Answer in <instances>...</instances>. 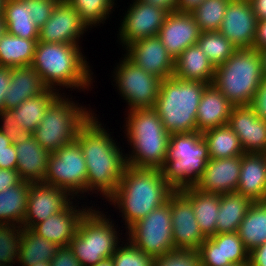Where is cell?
I'll use <instances>...</instances> for the list:
<instances>
[{
	"label": "cell",
	"mask_w": 266,
	"mask_h": 266,
	"mask_svg": "<svg viewBox=\"0 0 266 266\" xmlns=\"http://www.w3.org/2000/svg\"><path fill=\"white\" fill-rule=\"evenodd\" d=\"M93 115L81 128L79 143L87 167L86 193L99 192L108 199L117 189L127 166L126 155L118 143ZM98 120V121H97Z\"/></svg>",
	"instance_id": "obj_1"
},
{
	"label": "cell",
	"mask_w": 266,
	"mask_h": 266,
	"mask_svg": "<svg viewBox=\"0 0 266 266\" xmlns=\"http://www.w3.org/2000/svg\"><path fill=\"white\" fill-rule=\"evenodd\" d=\"M174 191L165 181L161 169L127 165L116 191L107 201L119 208L127 229L165 204Z\"/></svg>",
	"instance_id": "obj_2"
},
{
	"label": "cell",
	"mask_w": 266,
	"mask_h": 266,
	"mask_svg": "<svg viewBox=\"0 0 266 266\" xmlns=\"http://www.w3.org/2000/svg\"><path fill=\"white\" fill-rule=\"evenodd\" d=\"M81 46L37 41L31 67L44 85L59 92L64 88L86 90L93 84V72ZM60 86V89H57Z\"/></svg>",
	"instance_id": "obj_3"
},
{
	"label": "cell",
	"mask_w": 266,
	"mask_h": 266,
	"mask_svg": "<svg viewBox=\"0 0 266 266\" xmlns=\"http://www.w3.org/2000/svg\"><path fill=\"white\" fill-rule=\"evenodd\" d=\"M125 134L132 151L126 155L128 166L161 169L166 161L170 134L153 108L127 112Z\"/></svg>",
	"instance_id": "obj_4"
},
{
	"label": "cell",
	"mask_w": 266,
	"mask_h": 266,
	"mask_svg": "<svg viewBox=\"0 0 266 266\" xmlns=\"http://www.w3.org/2000/svg\"><path fill=\"white\" fill-rule=\"evenodd\" d=\"M208 85L174 76L162 80L153 109L169 134L197 132V109Z\"/></svg>",
	"instance_id": "obj_5"
},
{
	"label": "cell",
	"mask_w": 266,
	"mask_h": 266,
	"mask_svg": "<svg viewBox=\"0 0 266 266\" xmlns=\"http://www.w3.org/2000/svg\"><path fill=\"white\" fill-rule=\"evenodd\" d=\"M209 160V150L201 132L174 133L170 134L161 172L165 181L175 191H180L196 185Z\"/></svg>",
	"instance_id": "obj_6"
},
{
	"label": "cell",
	"mask_w": 266,
	"mask_h": 266,
	"mask_svg": "<svg viewBox=\"0 0 266 266\" xmlns=\"http://www.w3.org/2000/svg\"><path fill=\"white\" fill-rule=\"evenodd\" d=\"M263 79L259 51L241 48L216 67L212 84L233 105H250Z\"/></svg>",
	"instance_id": "obj_7"
},
{
	"label": "cell",
	"mask_w": 266,
	"mask_h": 266,
	"mask_svg": "<svg viewBox=\"0 0 266 266\" xmlns=\"http://www.w3.org/2000/svg\"><path fill=\"white\" fill-rule=\"evenodd\" d=\"M95 113L60 94L47 108L33 132L35 140L50 153L74 142L81 128Z\"/></svg>",
	"instance_id": "obj_8"
},
{
	"label": "cell",
	"mask_w": 266,
	"mask_h": 266,
	"mask_svg": "<svg viewBox=\"0 0 266 266\" xmlns=\"http://www.w3.org/2000/svg\"><path fill=\"white\" fill-rule=\"evenodd\" d=\"M92 207L81 218L76 235L69 244L82 266H92L112 257L121 240L113 221L103 211Z\"/></svg>",
	"instance_id": "obj_9"
},
{
	"label": "cell",
	"mask_w": 266,
	"mask_h": 266,
	"mask_svg": "<svg viewBox=\"0 0 266 266\" xmlns=\"http://www.w3.org/2000/svg\"><path fill=\"white\" fill-rule=\"evenodd\" d=\"M126 234L129 235L127 240L154 259L176 250L172 237L170 198L131 225Z\"/></svg>",
	"instance_id": "obj_10"
},
{
	"label": "cell",
	"mask_w": 266,
	"mask_h": 266,
	"mask_svg": "<svg viewBox=\"0 0 266 266\" xmlns=\"http://www.w3.org/2000/svg\"><path fill=\"white\" fill-rule=\"evenodd\" d=\"M86 181L87 167L76 140L50 154L44 183L62 188L73 198H79L86 192Z\"/></svg>",
	"instance_id": "obj_11"
},
{
	"label": "cell",
	"mask_w": 266,
	"mask_h": 266,
	"mask_svg": "<svg viewBox=\"0 0 266 266\" xmlns=\"http://www.w3.org/2000/svg\"><path fill=\"white\" fill-rule=\"evenodd\" d=\"M114 69L113 78L128 110L154 108L162 79L145 72L125 54Z\"/></svg>",
	"instance_id": "obj_12"
},
{
	"label": "cell",
	"mask_w": 266,
	"mask_h": 266,
	"mask_svg": "<svg viewBox=\"0 0 266 266\" xmlns=\"http://www.w3.org/2000/svg\"><path fill=\"white\" fill-rule=\"evenodd\" d=\"M169 12L159 6L134 0L120 21L119 37L123 48L142 38L157 36Z\"/></svg>",
	"instance_id": "obj_13"
},
{
	"label": "cell",
	"mask_w": 266,
	"mask_h": 266,
	"mask_svg": "<svg viewBox=\"0 0 266 266\" xmlns=\"http://www.w3.org/2000/svg\"><path fill=\"white\" fill-rule=\"evenodd\" d=\"M75 198L67 191L44 182L30 183L23 228L32 229L53 214L63 211Z\"/></svg>",
	"instance_id": "obj_14"
},
{
	"label": "cell",
	"mask_w": 266,
	"mask_h": 266,
	"mask_svg": "<svg viewBox=\"0 0 266 266\" xmlns=\"http://www.w3.org/2000/svg\"><path fill=\"white\" fill-rule=\"evenodd\" d=\"M86 29L88 27L73 6L67 0H59L48 21L39 29L38 41L79 46V38Z\"/></svg>",
	"instance_id": "obj_15"
},
{
	"label": "cell",
	"mask_w": 266,
	"mask_h": 266,
	"mask_svg": "<svg viewBox=\"0 0 266 266\" xmlns=\"http://www.w3.org/2000/svg\"><path fill=\"white\" fill-rule=\"evenodd\" d=\"M170 212L174 248L198 251L206 237L199 229L191 201L181 191L171 194Z\"/></svg>",
	"instance_id": "obj_16"
},
{
	"label": "cell",
	"mask_w": 266,
	"mask_h": 266,
	"mask_svg": "<svg viewBox=\"0 0 266 266\" xmlns=\"http://www.w3.org/2000/svg\"><path fill=\"white\" fill-rule=\"evenodd\" d=\"M126 56L150 73L164 80L173 77L174 59L157 36L142 38L125 47Z\"/></svg>",
	"instance_id": "obj_17"
},
{
	"label": "cell",
	"mask_w": 266,
	"mask_h": 266,
	"mask_svg": "<svg viewBox=\"0 0 266 266\" xmlns=\"http://www.w3.org/2000/svg\"><path fill=\"white\" fill-rule=\"evenodd\" d=\"M257 23L250 2L230 0L219 32L237 49L253 48Z\"/></svg>",
	"instance_id": "obj_18"
},
{
	"label": "cell",
	"mask_w": 266,
	"mask_h": 266,
	"mask_svg": "<svg viewBox=\"0 0 266 266\" xmlns=\"http://www.w3.org/2000/svg\"><path fill=\"white\" fill-rule=\"evenodd\" d=\"M201 266H230L249 263V251L237 232L216 234L201 243L198 250Z\"/></svg>",
	"instance_id": "obj_19"
},
{
	"label": "cell",
	"mask_w": 266,
	"mask_h": 266,
	"mask_svg": "<svg viewBox=\"0 0 266 266\" xmlns=\"http://www.w3.org/2000/svg\"><path fill=\"white\" fill-rule=\"evenodd\" d=\"M200 33L191 13L175 11L167 14L158 37L175 60L186 48L197 44Z\"/></svg>",
	"instance_id": "obj_20"
},
{
	"label": "cell",
	"mask_w": 266,
	"mask_h": 266,
	"mask_svg": "<svg viewBox=\"0 0 266 266\" xmlns=\"http://www.w3.org/2000/svg\"><path fill=\"white\" fill-rule=\"evenodd\" d=\"M245 153L266 154V121L250 105H233L228 121Z\"/></svg>",
	"instance_id": "obj_21"
},
{
	"label": "cell",
	"mask_w": 266,
	"mask_h": 266,
	"mask_svg": "<svg viewBox=\"0 0 266 266\" xmlns=\"http://www.w3.org/2000/svg\"><path fill=\"white\" fill-rule=\"evenodd\" d=\"M242 156L212 159L194 186L205 193L226 194L237 191Z\"/></svg>",
	"instance_id": "obj_22"
},
{
	"label": "cell",
	"mask_w": 266,
	"mask_h": 266,
	"mask_svg": "<svg viewBox=\"0 0 266 266\" xmlns=\"http://www.w3.org/2000/svg\"><path fill=\"white\" fill-rule=\"evenodd\" d=\"M81 207L73 205L72 201L63 211L51 215L31 230L60 247L69 246L70 241L76 235L81 218L91 208L88 206L84 208V205Z\"/></svg>",
	"instance_id": "obj_23"
},
{
	"label": "cell",
	"mask_w": 266,
	"mask_h": 266,
	"mask_svg": "<svg viewBox=\"0 0 266 266\" xmlns=\"http://www.w3.org/2000/svg\"><path fill=\"white\" fill-rule=\"evenodd\" d=\"M237 193L252 202L266 201V154L244 153Z\"/></svg>",
	"instance_id": "obj_24"
},
{
	"label": "cell",
	"mask_w": 266,
	"mask_h": 266,
	"mask_svg": "<svg viewBox=\"0 0 266 266\" xmlns=\"http://www.w3.org/2000/svg\"><path fill=\"white\" fill-rule=\"evenodd\" d=\"M232 107L233 104L213 84H209L197 109V132L227 125Z\"/></svg>",
	"instance_id": "obj_25"
},
{
	"label": "cell",
	"mask_w": 266,
	"mask_h": 266,
	"mask_svg": "<svg viewBox=\"0 0 266 266\" xmlns=\"http://www.w3.org/2000/svg\"><path fill=\"white\" fill-rule=\"evenodd\" d=\"M17 152V172L23 181L43 182L47 173L50 152L44 149L34 137L23 143L14 144Z\"/></svg>",
	"instance_id": "obj_26"
},
{
	"label": "cell",
	"mask_w": 266,
	"mask_h": 266,
	"mask_svg": "<svg viewBox=\"0 0 266 266\" xmlns=\"http://www.w3.org/2000/svg\"><path fill=\"white\" fill-rule=\"evenodd\" d=\"M47 87L31 67L11 68L9 87L4 96V109L12 110L28 98L42 94Z\"/></svg>",
	"instance_id": "obj_27"
},
{
	"label": "cell",
	"mask_w": 266,
	"mask_h": 266,
	"mask_svg": "<svg viewBox=\"0 0 266 266\" xmlns=\"http://www.w3.org/2000/svg\"><path fill=\"white\" fill-rule=\"evenodd\" d=\"M215 67L197 44L186 48L174 60L173 76L182 80L201 81L212 84Z\"/></svg>",
	"instance_id": "obj_28"
},
{
	"label": "cell",
	"mask_w": 266,
	"mask_h": 266,
	"mask_svg": "<svg viewBox=\"0 0 266 266\" xmlns=\"http://www.w3.org/2000/svg\"><path fill=\"white\" fill-rule=\"evenodd\" d=\"M192 203L199 229L205 237L216 235L220 194L205 193L195 187L180 190Z\"/></svg>",
	"instance_id": "obj_29"
},
{
	"label": "cell",
	"mask_w": 266,
	"mask_h": 266,
	"mask_svg": "<svg viewBox=\"0 0 266 266\" xmlns=\"http://www.w3.org/2000/svg\"><path fill=\"white\" fill-rule=\"evenodd\" d=\"M30 0H5L3 18L7 32L25 39H38L39 28L31 17Z\"/></svg>",
	"instance_id": "obj_30"
},
{
	"label": "cell",
	"mask_w": 266,
	"mask_h": 266,
	"mask_svg": "<svg viewBox=\"0 0 266 266\" xmlns=\"http://www.w3.org/2000/svg\"><path fill=\"white\" fill-rule=\"evenodd\" d=\"M252 203L237 192L221 194L216 234L237 232Z\"/></svg>",
	"instance_id": "obj_31"
},
{
	"label": "cell",
	"mask_w": 266,
	"mask_h": 266,
	"mask_svg": "<svg viewBox=\"0 0 266 266\" xmlns=\"http://www.w3.org/2000/svg\"><path fill=\"white\" fill-rule=\"evenodd\" d=\"M38 39H25L6 33L0 38V67L31 66Z\"/></svg>",
	"instance_id": "obj_32"
},
{
	"label": "cell",
	"mask_w": 266,
	"mask_h": 266,
	"mask_svg": "<svg viewBox=\"0 0 266 266\" xmlns=\"http://www.w3.org/2000/svg\"><path fill=\"white\" fill-rule=\"evenodd\" d=\"M237 233L249 252L266 242V202L251 204Z\"/></svg>",
	"instance_id": "obj_33"
},
{
	"label": "cell",
	"mask_w": 266,
	"mask_h": 266,
	"mask_svg": "<svg viewBox=\"0 0 266 266\" xmlns=\"http://www.w3.org/2000/svg\"><path fill=\"white\" fill-rule=\"evenodd\" d=\"M29 184L22 180L0 192V223L22 226L27 210Z\"/></svg>",
	"instance_id": "obj_34"
},
{
	"label": "cell",
	"mask_w": 266,
	"mask_h": 266,
	"mask_svg": "<svg viewBox=\"0 0 266 266\" xmlns=\"http://www.w3.org/2000/svg\"><path fill=\"white\" fill-rule=\"evenodd\" d=\"M61 94L56 90L47 88L42 94L23 101L12 109L14 119L19 125L32 133L36 130L49 105Z\"/></svg>",
	"instance_id": "obj_35"
},
{
	"label": "cell",
	"mask_w": 266,
	"mask_h": 266,
	"mask_svg": "<svg viewBox=\"0 0 266 266\" xmlns=\"http://www.w3.org/2000/svg\"><path fill=\"white\" fill-rule=\"evenodd\" d=\"M202 137L212 159L237 157L245 153L238 136L228 124L206 130L202 132Z\"/></svg>",
	"instance_id": "obj_36"
},
{
	"label": "cell",
	"mask_w": 266,
	"mask_h": 266,
	"mask_svg": "<svg viewBox=\"0 0 266 266\" xmlns=\"http://www.w3.org/2000/svg\"><path fill=\"white\" fill-rule=\"evenodd\" d=\"M60 246L23 228L18 265L32 266L37 262H50Z\"/></svg>",
	"instance_id": "obj_37"
},
{
	"label": "cell",
	"mask_w": 266,
	"mask_h": 266,
	"mask_svg": "<svg viewBox=\"0 0 266 266\" xmlns=\"http://www.w3.org/2000/svg\"><path fill=\"white\" fill-rule=\"evenodd\" d=\"M197 45L215 68L223 64L237 49L219 31L201 32Z\"/></svg>",
	"instance_id": "obj_38"
},
{
	"label": "cell",
	"mask_w": 266,
	"mask_h": 266,
	"mask_svg": "<svg viewBox=\"0 0 266 266\" xmlns=\"http://www.w3.org/2000/svg\"><path fill=\"white\" fill-rule=\"evenodd\" d=\"M230 0H204L192 12L201 32L219 31Z\"/></svg>",
	"instance_id": "obj_39"
},
{
	"label": "cell",
	"mask_w": 266,
	"mask_h": 266,
	"mask_svg": "<svg viewBox=\"0 0 266 266\" xmlns=\"http://www.w3.org/2000/svg\"><path fill=\"white\" fill-rule=\"evenodd\" d=\"M89 28L105 22L114 9L116 0H67ZM108 17V18H107Z\"/></svg>",
	"instance_id": "obj_40"
},
{
	"label": "cell",
	"mask_w": 266,
	"mask_h": 266,
	"mask_svg": "<svg viewBox=\"0 0 266 266\" xmlns=\"http://www.w3.org/2000/svg\"><path fill=\"white\" fill-rule=\"evenodd\" d=\"M23 226L0 223V266L18 264Z\"/></svg>",
	"instance_id": "obj_41"
},
{
	"label": "cell",
	"mask_w": 266,
	"mask_h": 266,
	"mask_svg": "<svg viewBox=\"0 0 266 266\" xmlns=\"http://www.w3.org/2000/svg\"><path fill=\"white\" fill-rule=\"evenodd\" d=\"M126 243V244H124ZM117 246L112 255L114 266H153L155 259L134 246L129 240ZM124 245V247H123Z\"/></svg>",
	"instance_id": "obj_42"
},
{
	"label": "cell",
	"mask_w": 266,
	"mask_h": 266,
	"mask_svg": "<svg viewBox=\"0 0 266 266\" xmlns=\"http://www.w3.org/2000/svg\"><path fill=\"white\" fill-rule=\"evenodd\" d=\"M0 131L13 143H23L33 137V133L23 129L17 120L14 119L13 110L2 109L0 111Z\"/></svg>",
	"instance_id": "obj_43"
},
{
	"label": "cell",
	"mask_w": 266,
	"mask_h": 266,
	"mask_svg": "<svg viewBox=\"0 0 266 266\" xmlns=\"http://www.w3.org/2000/svg\"><path fill=\"white\" fill-rule=\"evenodd\" d=\"M153 266H201L198 251L174 250L155 258Z\"/></svg>",
	"instance_id": "obj_44"
},
{
	"label": "cell",
	"mask_w": 266,
	"mask_h": 266,
	"mask_svg": "<svg viewBox=\"0 0 266 266\" xmlns=\"http://www.w3.org/2000/svg\"><path fill=\"white\" fill-rule=\"evenodd\" d=\"M59 0H30L31 17L40 29L50 18Z\"/></svg>",
	"instance_id": "obj_45"
},
{
	"label": "cell",
	"mask_w": 266,
	"mask_h": 266,
	"mask_svg": "<svg viewBox=\"0 0 266 266\" xmlns=\"http://www.w3.org/2000/svg\"><path fill=\"white\" fill-rule=\"evenodd\" d=\"M50 264L51 266H82L69 246L60 247Z\"/></svg>",
	"instance_id": "obj_46"
},
{
	"label": "cell",
	"mask_w": 266,
	"mask_h": 266,
	"mask_svg": "<svg viewBox=\"0 0 266 266\" xmlns=\"http://www.w3.org/2000/svg\"><path fill=\"white\" fill-rule=\"evenodd\" d=\"M250 106L256 115L266 121V78L257 89Z\"/></svg>",
	"instance_id": "obj_47"
},
{
	"label": "cell",
	"mask_w": 266,
	"mask_h": 266,
	"mask_svg": "<svg viewBox=\"0 0 266 266\" xmlns=\"http://www.w3.org/2000/svg\"><path fill=\"white\" fill-rule=\"evenodd\" d=\"M22 179L16 169L0 168V192L19 184Z\"/></svg>",
	"instance_id": "obj_48"
},
{
	"label": "cell",
	"mask_w": 266,
	"mask_h": 266,
	"mask_svg": "<svg viewBox=\"0 0 266 266\" xmlns=\"http://www.w3.org/2000/svg\"><path fill=\"white\" fill-rule=\"evenodd\" d=\"M249 266H266V242L249 253Z\"/></svg>",
	"instance_id": "obj_49"
},
{
	"label": "cell",
	"mask_w": 266,
	"mask_h": 266,
	"mask_svg": "<svg viewBox=\"0 0 266 266\" xmlns=\"http://www.w3.org/2000/svg\"><path fill=\"white\" fill-rule=\"evenodd\" d=\"M11 68L0 67V111L4 109V96L9 87Z\"/></svg>",
	"instance_id": "obj_50"
},
{
	"label": "cell",
	"mask_w": 266,
	"mask_h": 266,
	"mask_svg": "<svg viewBox=\"0 0 266 266\" xmlns=\"http://www.w3.org/2000/svg\"><path fill=\"white\" fill-rule=\"evenodd\" d=\"M253 48L257 51L266 49V20L257 23Z\"/></svg>",
	"instance_id": "obj_51"
},
{
	"label": "cell",
	"mask_w": 266,
	"mask_h": 266,
	"mask_svg": "<svg viewBox=\"0 0 266 266\" xmlns=\"http://www.w3.org/2000/svg\"><path fill=\"white\" fill-rule=\"evenodd\" d=\"M0 168L1 169H16L17 168V152L12 143V152L0 153Z\"/></svg>",
	"instance_id": "obj_52"
},
{
	"label": "cell",
	"mask_w": 266,
	"mask_h": 266,
	"mask_svg": "<svg viewBox=\"0 0 266 266\" xmlns=\"http://www.w3.org/2000/svg\"><path fill=\"white\" fill-rule=\"evenodd\" d=\"M143 3L159 6L168 12H175L177 9L178 0H139Z\"/></svg>",
	"instance_id": "obj_53"
},
{
	"label": "cell",
	"mask_w": 266,
	"mask_h": 266,
	"mask_svg": "<svg viewBox=\"0 0 266 266\" xmlns=\"http://www.w3.org/2000/svg\"><path fill=\"white\" fill-rule=\"evenodd\" d=\"M250 3L257 20H266V0H251Z\"/></svg>",
	"instance_id": "obj_54"
},
{
	"label": "cell",
	"mask_w": 266,
	"mask_h": 266,
	"mask_svg": "<svg viewBox=\"0 0 266 266\" xmlns=\"http://www.w3.org/2000/svg\"><path fill=\"white\" fill-rule=\"evenodd\" d=\"M204 0H178L177 12H192L198 7Z\"/></svg>",
	"instance_id": "obj_55"
},
{
	"label": "cell",
	"mask_w": 266,
	"mask_h": 266,
	"mask_svg": "<svg viewBox=\"0 0 266 266\" xmlns=\"http://www.w3.org/2000/svg\"><path fill=\"white\" fill-rule=\"evenodd\" d=\"M2 152H12V142L0 131V153Z\"/></svg>",
	"instance_id": "obj_56"
},
{
	"label": "cell",
	"mask_w": 266,
	"mask_h": 266,
	"mask_svg": "<svg viewBox=\"0 0 266 266\" xmlns=\"http://www.w3.org/2000/svg\"><path fill=\"white\" fill-rule=\"evenodd\" d=\"M262 62L263 78H266V49L259 51Z\"/></svg>",
	"instance_id": "obj_57"
},
{
	"label": "cell",
	"mask_w": 266,
	"mask_h": 266,
	"mask_svg": "<svg viewBox=\"0 0 266 266\" xmlns=\"http://www.w3.org/2000/svg\"><path fill=\"white\" fill-rule=\"evenodd\" d=\"M92 266H114L113 258L112 257L105 258L102 261H100V262H98Z\"/></svg>",
	"instance_id": "obj_58"
},
{
	"label": "cell",
	"mask_w": 266,
	"mask_h": 266,
	"mask_svg": "<svg viewBox=\"0 0 266 266\" xmlns=\"http://www.w3.org/2000/svg\"><path fill=\"white\" fill-rule=\"evenodd\" d=\"M6 25L4 22L3 15L0 16V38L6 33Z\"/></svg>",
	"instance_id": "obj_59"
},
{
	"label": "cell",
	"mask_w": 266,
	"mask_h": 266,
	"mask_svg": "<svg viewBox=\"0 0 266 266\" xmlns=\"http://www.w3.org/2000/svg\"><path fill=\"white\" fill-rule=\"evenodd\" d=\"M32 266H51L50 262H37L35 265Z\"/></svg>",
	"instance_id": "obj_60"
},
{
	"label": "cell",
	"mask_w": 266,
	"mask_h": 266,
	"mask_svg": "<svg viewBox=\"0 0 266 266\" xmlns=\"http://www.w3.org/2000/svg\"><path fill=\"white\" fill-rule=\"evenodd\" d=\"M5 0H0V16L3 15Z\"/></svg>",
	"instance_id": "obj_61"
},
{
	"label": "cell",
	"mask_w": 266,
	"mask_h": 266,
	"mask_svg": "<svg viewBox=\"0 0 266 266\" xmlns=\"http://www.w3.org/2000/svg\"><path fill=\"white\" fill-rule=\"evenodd\" d=\"M230 266H249V263H238V264H232Z\"/></svg>",
	"instance_id": "obj_62"
},
{
	"label": "cell",
	"mask_w": 266,
	"mask_h": 266,
	"mask_svg": "<svg viewBox=\"0 0 266 266\" xmlns=\"http://www.w3.org/2000/svg\"><path fill=\"white\" fill-rule=\"evenodd\" d=\"M235 1H247V2H250L251 0H235Z\"/></svg>",
	"instance_id": "obj_63"
}]
</instances>
